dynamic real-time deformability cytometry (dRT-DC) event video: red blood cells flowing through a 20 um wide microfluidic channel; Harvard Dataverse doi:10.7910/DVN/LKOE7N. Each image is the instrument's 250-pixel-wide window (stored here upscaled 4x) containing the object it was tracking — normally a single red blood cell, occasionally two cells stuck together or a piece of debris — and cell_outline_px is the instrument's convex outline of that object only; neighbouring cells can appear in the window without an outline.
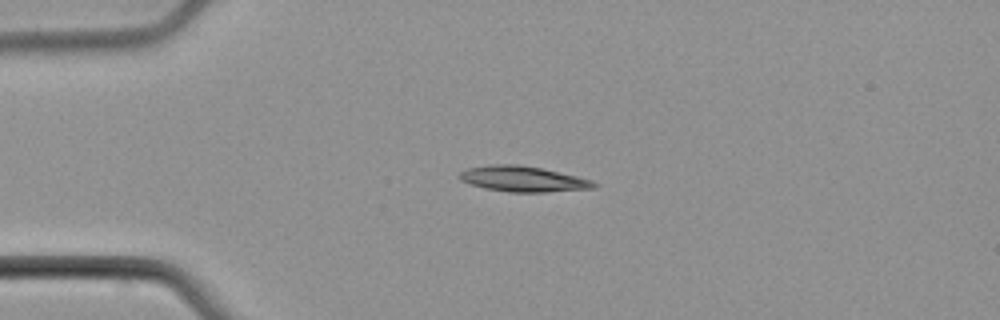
{"species": "common noctule bat (a hibernating species)", "species_latin": "Nyctalus noctula", "temperature_condition": "cold", "stored_images_in_passage": 5, "camera_frame_rate_fps": 3000, "um_per_image_px": 0.085, "animal": {"sex": "male", "body_mass_g": 21.5, "forearm_length_mm": 52.0}, "frame": {"image": 1, "passage_image": 1, "time_ms": 0.0, "image_size_px": [1000, 320], "cell_outline_px": [[600, 184], [592, 188], [544, 192], [508, 192], [484, 188], [460, 180], [456, 176], [460, 172], [468, 168], [488, 164], [516, 164], [540, 168], [576, 176], [592, 180]], "centroid_in_image_um": [44.41, 15.21], "position_along_channel_um": 40.6, "area_um2": 19.94}}
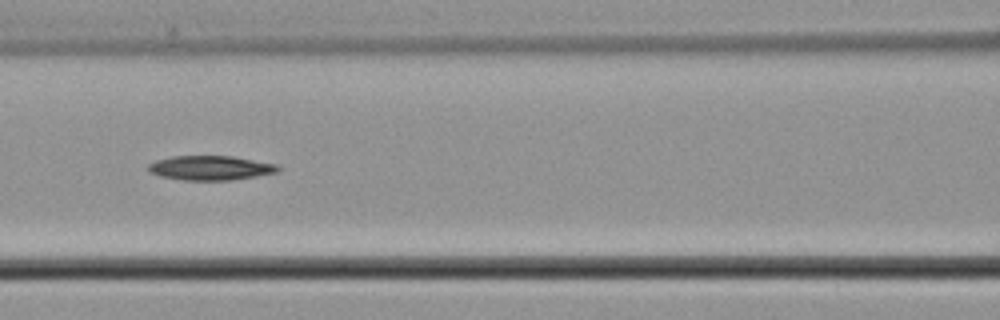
{"frame": {"image": 2, "passage_image": 4, "time_ms": 3.667, "image_size_px": [1000, 320], "cell_outline_px": [[280, 168], [276, 172], [256, 176], [232, 180], [184, 180], [160, 176], [148, 172], [148, 164], [156, 160], [172, 156], [232, 156], [276, 164]], "centroid_in_image_um": [17.85, 14.27], "position_along_channel_um": 148.8, "area_um2": 18.38}}
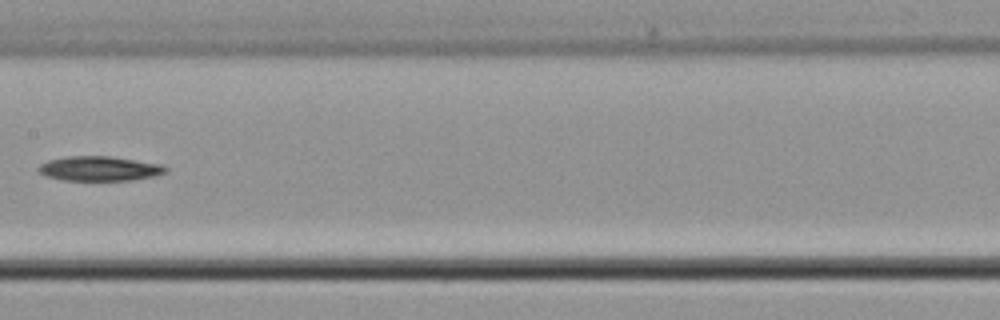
{"frame": {"image": 3, "passage_image": 5, "time_ms": 5.0, "image_size_px": [1000, 320], "cell_outline_px": [[168, 172], [156, 176], [132, 180], [60, 180], [48, 176], [40, 172], [36, 168], [40, 164], [48, 160], [64, 156], [108, 156], [160, 164], [168, 168]], "centroid_in_image_um": [8.45, 14.33], "position_along_channel_um": 198.9, "area_um2": 18.26}}